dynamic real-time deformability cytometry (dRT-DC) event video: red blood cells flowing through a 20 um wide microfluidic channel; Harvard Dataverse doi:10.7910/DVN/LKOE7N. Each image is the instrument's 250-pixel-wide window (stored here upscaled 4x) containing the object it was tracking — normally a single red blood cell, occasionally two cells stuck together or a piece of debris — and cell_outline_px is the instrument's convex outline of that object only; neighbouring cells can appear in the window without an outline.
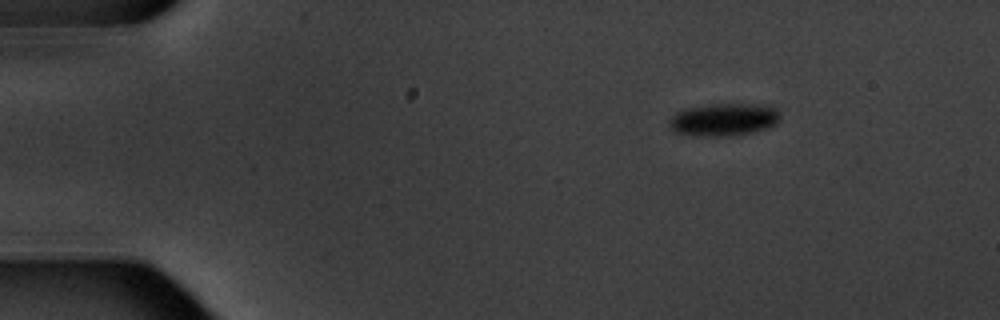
{"species": "common noctule bat (a hibernating species)", "species_latin": "Nyctalus noctula", "temperature_condition": "warm", "stored_images_in_passage": 6, "camera_frame_rate_fps": 3000, "um_per_image_px": 0.085, "animal": {"sex": "male", "body_mass_g": 20.1, "forearm_length_mm": 53.5}, "frame": {"image": 1, "passage_image": 1, "time_ms": 0.0, "image_size_px": [1000, 320], "cell_outline_px": [[780, 120], [776, 124], [752, 132], [736, 136], [692, 136], [676, 132], [668, 128], [668, 120], [676, 112], [684, 108], [712, 104], [768, 104], [776, 108], [780, 116]], "centroid_in_image_um": [61.49, 10.16], "position_along_channel_um": 23.5, "area_um2": 21.5}}
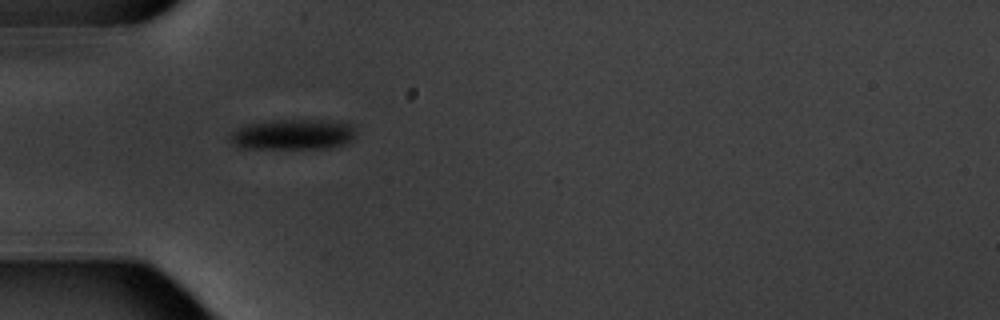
{"frame": {"image": 2, "passage_image": 4, "time_ms": 3.333, "image_size_px": [1000, 320], "cell_outline_px": [[356, 136], [352, 140], [344, 144], [332, 148], [240, 148], [232, 144], [228, 136], [232, 132], [248, 124], [280, 120], [332, 120], [352, 124], [356, 132]], "centroid_in_image_um": [24.95, 11.43], "position_along_channel_um": 60.0, "area_um2": 22.43}}
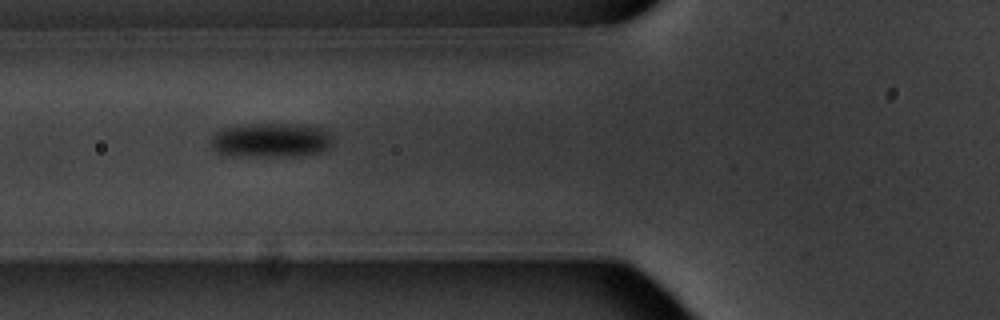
{"frame": {"image": 3, "passage_image": 5, "time_ms": 4.667, "image_size_px": [1000, 320], "cell_outline_px": [[332, 144], [324, 152], [296, 156], [224, 156], [216, 152], [212, 148], [212, 136], [220, 128], [252, 124], [300, 124], [324, 128], [332, 136]], "centroid_in_image_um": [23.04, 11.93], "position_along_channel_um": 102.8, "area_um2": 24.85}}